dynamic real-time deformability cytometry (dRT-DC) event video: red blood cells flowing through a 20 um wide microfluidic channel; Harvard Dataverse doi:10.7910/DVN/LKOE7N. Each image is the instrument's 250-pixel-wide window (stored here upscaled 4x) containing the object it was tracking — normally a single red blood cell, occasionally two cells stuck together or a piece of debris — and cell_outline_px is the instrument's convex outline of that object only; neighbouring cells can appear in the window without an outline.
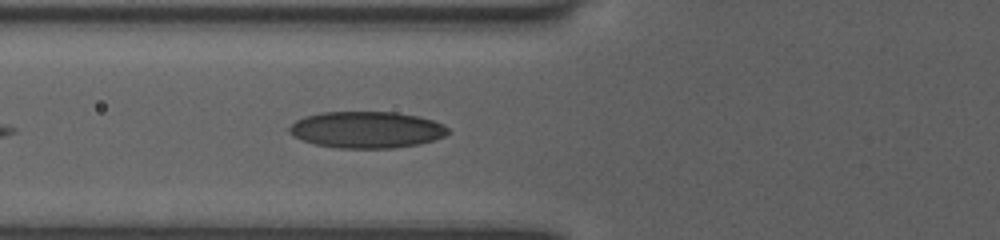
{"species": "human", "species_latin": "Homo sapiens", "temperature_condition": "room temperature", "stored_images_in_passage": 20, "camera_frame_rate_fps": 3000, "um_per_image_px": 0.085, "donor": {"sex": "female"}, "frame": {"image": 1, "passage_image": 5, "time_ms": 1.333, "image_size_px": [1000, 240], "cell_outline_px": [[448, 132], [444, 136], [420, 144], [392, 148], [340, 148], [312, 144], [300, 140], [292, 136], [288, 132], [288, 128], [296, 120], [304, 116], [320, 112], [396, 112], [416, 116], [432, 120], [444, 124], [448, 128]], "centroid_in_image_um": [31.11, 11.03], "position_along_channel_um": 94.7, "area_um2": 33.99}}